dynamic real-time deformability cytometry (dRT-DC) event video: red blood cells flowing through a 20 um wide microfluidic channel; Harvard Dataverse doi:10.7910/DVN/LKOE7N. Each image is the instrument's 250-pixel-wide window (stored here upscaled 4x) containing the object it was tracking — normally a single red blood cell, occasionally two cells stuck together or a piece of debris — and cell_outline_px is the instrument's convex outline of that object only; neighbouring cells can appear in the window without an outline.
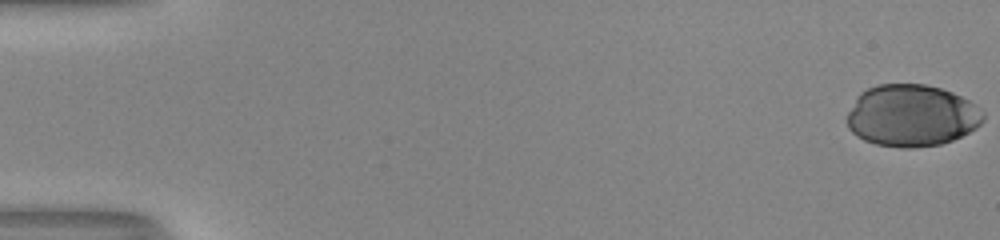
{"species": "human", "species_latin": "Homo sapiens", "temperature_condition": "room temperature", "stored_images_in_passage": 45, "camera_frame_rate_fps": 3000, "um_per_image_px": 0.085, "donor": {"sex": "male"}, "frame": {"image": 1, "passage_image": 1, "time_ms": 0.0, "image_size_px": [1000, 240], "cell_outline_px": [[984, 120], [976, 128], [952, 140], [940, 144], [912, 148], [900, 148], [876, 144], [864, 140], [856, 136], [848, 128], [848, 112], [856, 96], [860, 92], [868, 88], [880, 84], [924, 84], [940, 88], [952, 92], [976, 104], [984, 112]], "centroid_in_image_um": [77.49, 9.82], "position_along_channel_um": 7.5, "area_um2": 49.25}}
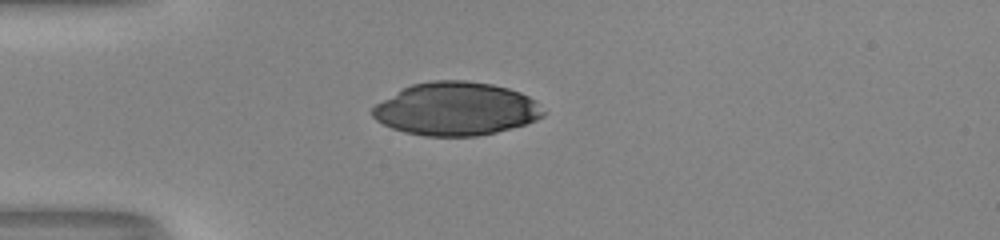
{"frame": {"image": 2, "passage_image": 16, "time_ms": 5.0, "image_size_px": [1000, 240], "cell_outline_px": [[544, 116], [536, 120], [524, 124], [496, 132], [476, 136], [424, 136], [404, 132], [392, 128], [376, 120], [372, 116], [372, 108], [376, 104], [404, 88], [412, 84], [432, 80], [468, 80], [492, 84], [508, 88], [520, 92], [536, 100], [544, 112]], "centroid_in_image_um": [38.77, 9.25], "position_along_channel_um": 46.2, "area_um2": 52.83}}